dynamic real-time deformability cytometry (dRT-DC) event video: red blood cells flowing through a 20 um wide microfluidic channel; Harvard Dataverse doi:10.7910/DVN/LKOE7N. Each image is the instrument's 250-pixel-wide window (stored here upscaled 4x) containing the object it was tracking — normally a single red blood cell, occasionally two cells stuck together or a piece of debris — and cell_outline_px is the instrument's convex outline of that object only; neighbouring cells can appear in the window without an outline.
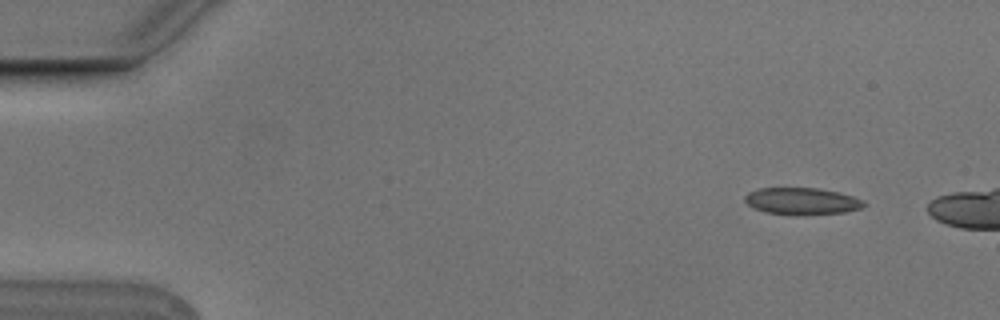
{"species": "Egyptian fruit bat (a non-hibernating species)", "species_latin": "Rousettus aegyptiacus", "temperature_condition": "cold", "stored_images_in_passage": 5, "camera_frame_rate_fps": 3000, "um_per_image_px": 0.085, "animal": {"sex": "male"}, "frame": {"image": 1, "passage_image": 2, "time_ms": 0.333, "image_size_px": [1000, 320], "cell_outline_px": [[868, 204], [860, 208], [844, 212], [768, 212], [756, 208], [748, 204], [744, 200], [744, 196], [748, 192], [760, 188], [816, 188], [836, 192], [852, 196], [864, 200]], "centroid_in_image_um": [68.17, 17.04], "position_along_channel_um": 16.8, "area_um2": 17.51}}